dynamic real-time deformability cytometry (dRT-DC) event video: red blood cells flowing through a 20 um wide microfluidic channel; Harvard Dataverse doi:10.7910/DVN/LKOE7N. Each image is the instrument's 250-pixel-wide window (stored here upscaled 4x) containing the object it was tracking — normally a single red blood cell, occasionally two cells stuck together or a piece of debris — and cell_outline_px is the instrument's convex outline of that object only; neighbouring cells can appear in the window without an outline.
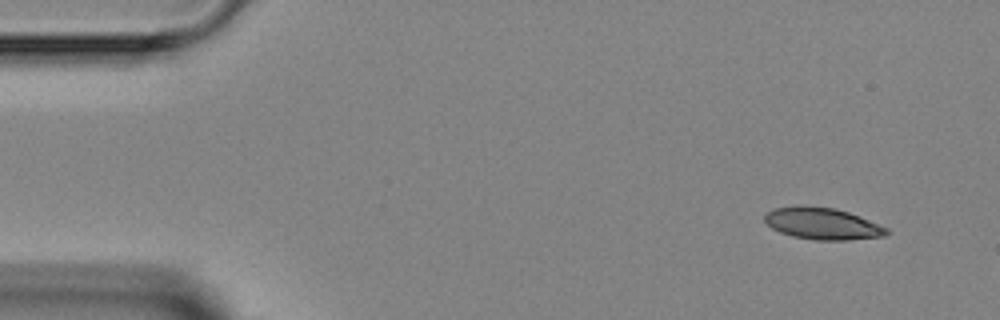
{"species": "Egyptian fruit bat (a non-hibernating species)", "species_latin": "Rousettus aegyptiacus", "temperature_condition": "room temperature", "stored_images_in_passage": 2, "camera_frame_rate_fps": 3000, "um_per_image_px": 0.085, "animal": {"sex": "female"}, "frame": {"image": 1, "passage_image": 1, "time_ms": 0.0, "image_size_px": [1000, 320], "cell_outline_px": [[888, 232], [884, 236], [848, 240], [816, 240], [792, 236], [780, 232], [772, 228], [764, 220], [764, 216], [772, 208], [796, 204], [804, 204], [832, 208], [848, 212], [888, 228]], "centroid_in_image_um": [69.85, 18.99], "position_along_channel_um": 15.2, "area_um2": 22.66}}